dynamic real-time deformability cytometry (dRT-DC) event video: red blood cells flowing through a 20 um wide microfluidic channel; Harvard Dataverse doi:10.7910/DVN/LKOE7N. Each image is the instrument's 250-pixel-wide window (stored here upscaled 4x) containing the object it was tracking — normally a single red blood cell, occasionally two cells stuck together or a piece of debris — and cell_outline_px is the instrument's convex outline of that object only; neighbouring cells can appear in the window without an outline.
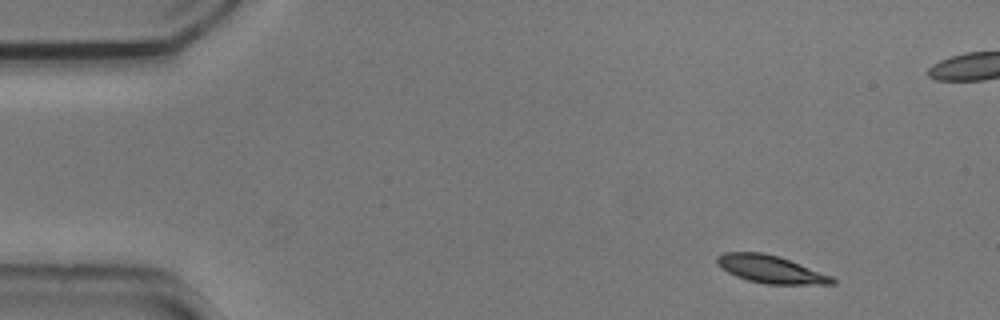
{"species": "common noctule bat (a hibernating species)", "species_latin": "Nyctalus noctula", "temperature_condition": "cold", "stored_images_in_passage": 51, "camera_frame_rate_fps": 3000, "um_per_image_px": 0.085, "animal": {"sex": "male", "body_mass_g": 20.5, "forearm_length_mm": 52.5}, "frame": {"image": 1, "passage_image": 1, "time_ms": 0.0, "image_size_px": [1000, 320], "cell_outline_px": [[836, 284], [764, 284], [748, 280], [736, 276], [720, 268], [716, 264], [716, 256], [724, 252], [764, 252], [788, 260], [832, 276], [836, 280]], "centroid_in_image_um": [65.45, 22.89], "position_along_channel_um": 19.5, "area_um2": 18.44}}
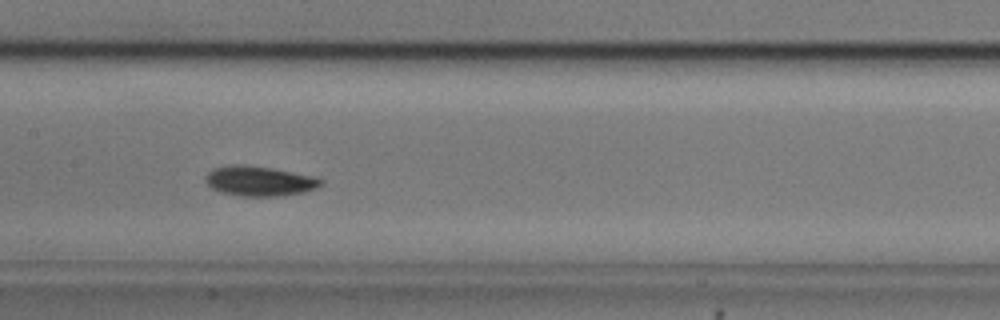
{"frame": {"image": 2, "passage_image": 22, "time_ms": 7.0, "image_size_px": [1000, 320], "cell_outline_px": [[324, 184], [316, 188], [304, 192], [276, 196], [240, 196], [220, 192], [212, 188], [208, 184], [208, 172], [212, 168], [232, 164], [244, 164], [272, 168], [316, 176], [324, 180]], "centroid_in_image_um": [22.1, 15.38], "position_along_channel_um": 185.3, "area_um2": 20.17}}
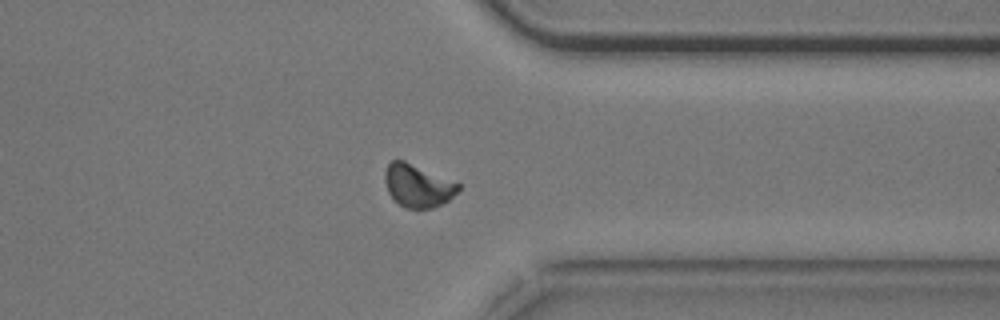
{"frame": {"image": 3, "passage_image": 38, "time_ms": 12.333, "image_size_px": [1000, 320], "cell_outline_px": [[460, 188], [448, 200], [432, 208], [404, 208], [388, 192], [384, 180], [384, 172], [388, 164], [392, 160], [404, 160], [460, 184]], "centroid_in_image_um": [35.48, 15.77], "position_along_channel_um": 375.9, "area_um2": 17.98}, "authors_computed_cell_mechanics": {"area_um2": 18.496, "velocity_mm_per_s": 3.6545, "shape_relaxation_time_tau1_ms": 2.0833, "shape_relaxation_time_tau2_ms": 3.0555, "deformation_change_tau1": 0.1079, "deformation_change_tau2": 0.0526}}